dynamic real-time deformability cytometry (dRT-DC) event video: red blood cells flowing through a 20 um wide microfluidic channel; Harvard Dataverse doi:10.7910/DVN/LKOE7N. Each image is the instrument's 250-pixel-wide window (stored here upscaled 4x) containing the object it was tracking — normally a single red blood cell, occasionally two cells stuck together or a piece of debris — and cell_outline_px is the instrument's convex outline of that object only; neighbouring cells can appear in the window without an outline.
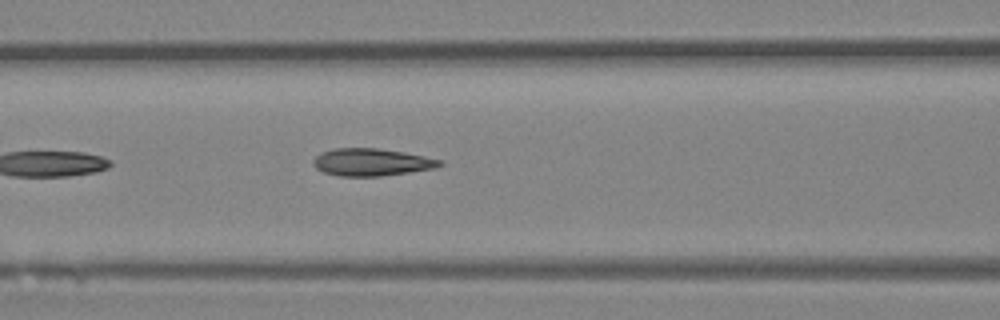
{"species": "Egyptian fruit bat (a non-hibernating species)", "species_latin": "Rousettus aegyptiacus", "temperature_condition": "room temperature", "stored_images_in_passage": 21, "camera_frame_rate_fps": 3000, "um_per_image_px": 0.085, "animal": {"sex": "female"}, "frame": {"image": 1, "passage_image": 7, "time_ms": 2.0, "image_size_px": [1000, 320], "cell_outline_px": [[444, 164], [436, 168], [380, 176], [340, 176], [324, 172], [316, 168], [312, 164], [312, 160], [320, 152], [332, 148], [376, 148], [404, 152], [424, 156], [440, 160]], "centroid_in_image_um": [31.54, 13.78], "position_along_channel_um": 135.1, "area_um2": 20.17}}